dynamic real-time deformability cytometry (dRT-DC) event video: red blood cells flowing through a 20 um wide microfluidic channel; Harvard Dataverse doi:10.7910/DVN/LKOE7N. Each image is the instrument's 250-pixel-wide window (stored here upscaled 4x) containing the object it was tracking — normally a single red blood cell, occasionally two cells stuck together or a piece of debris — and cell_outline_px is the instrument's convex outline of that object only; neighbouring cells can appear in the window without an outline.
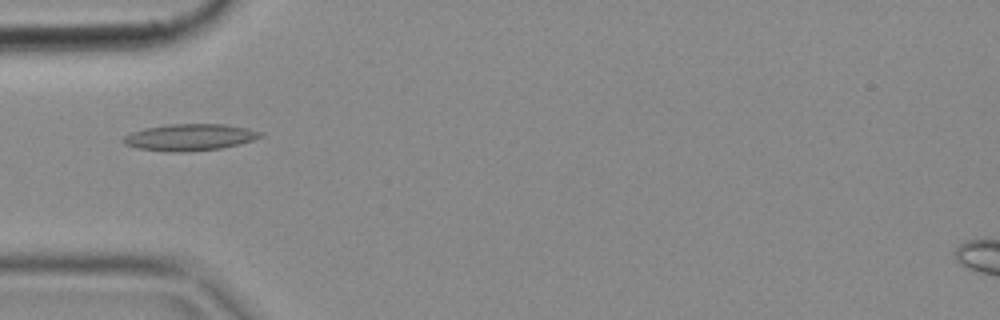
{"species": "common noctule bat (a hibernating species)", "species_latin": "Nyctalus noctula", "temperature_condition": "cold", "stored_images_in_passage": 3, "camera_frame_rate_fps": 3000, "um_per_image_px": 0.085, "animal": {"sex": "female", "body_mass_g": 18.4}, "frame": {"image": 1, "passage_image": 3, "time_ms": 0.667, "image_size_px": [1000, 320], "cell_outline_px": [[264, 136], [240, 144], [220, 148], [180, 152], [168, 152], [136, 148], [124, 144], [120, 140], [124, 136], [132, 132], [144, 128], [168, 124], [224, 124], [248, 128], [264, 132]], "centroid_in_image_um": [16.12, 11.66], "position_along_channel_um": 68.9, "area_um2": 21.44}}